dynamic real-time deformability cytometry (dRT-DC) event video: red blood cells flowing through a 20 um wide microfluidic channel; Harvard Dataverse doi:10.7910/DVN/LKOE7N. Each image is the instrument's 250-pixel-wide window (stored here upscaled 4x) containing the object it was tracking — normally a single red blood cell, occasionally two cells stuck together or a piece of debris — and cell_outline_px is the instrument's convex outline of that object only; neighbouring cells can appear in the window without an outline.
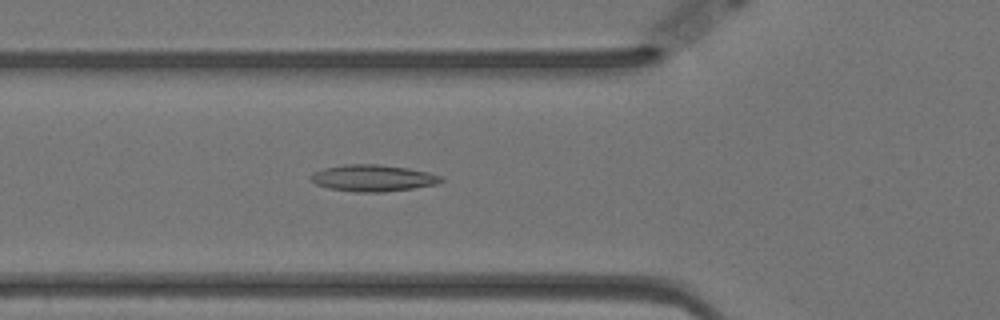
{"species": "Egyptian fruit bat (a non-hibernating species)", "species_latin": "Rousettus aegyptiacus", "temperature_condition": "warm", "stored_images_in_passage": 57, "camera_frame_rate_fps": 3000, "um_per_image_px": 0.085, "animal": {"sex": "female"}, "frame": {"image": 1, "passage_image": 20, "time_ms": 6.333, "image_size_px": [1000, 320], "cell_outline_px": [[444, 180], [436, 184], [412, 188], [384, 192], [352, 192], [328, 188], [316, 184], [308, 176], [312, 172], [324, 168], [344, 164], [380, 164], [408, 168], [428, 172], [444, 176]], "centroid_in_image_um": [31.68, 15.13], "position_along_channel_um": 94.1, "area_um2": 20.4}}
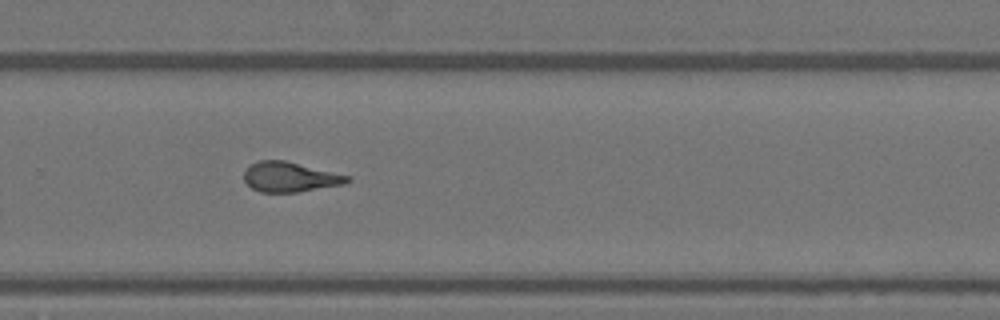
{"frame": {"image": 2, "passage_image": 38, "time_ms": 12.333, "image_size_px": [1000, 320], "cell_outline_px": [[352, 180], [344, 184], [296, 192], [260, 192], [252, 188], [244, 180], [244, 172], [252, 164], [260, 160], [284, 160], [352, 176]], "centroid_in_image_um": [24.68, 15.04], "position_along_channel_um": 305.1, "area_um2": 17.92}}
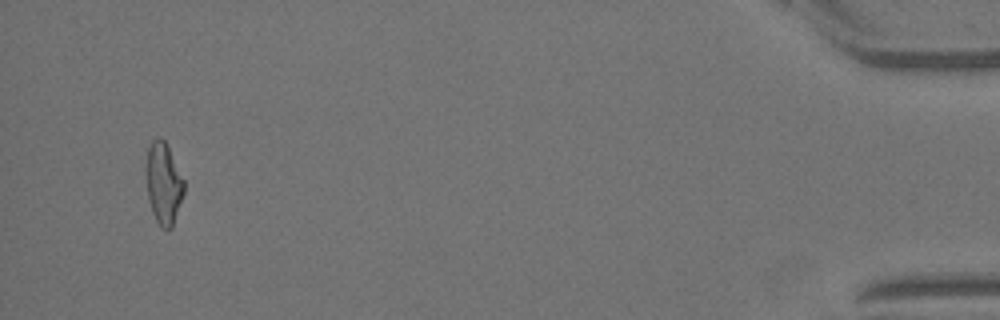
{"frame": {"image": 3, "passage_image": 55, "time_ms": 18.0, "image_size_px": [1000, 320], "cell_outline_px": [[184, 192], [172, 228], [168, 232], [160, 228], [152, 212], [148, 200], [144, 168], [148, 148], [152, 140], [156, 136], [160, 136], [164, 140], [184, 180]], "centroid_in_image_um": [13.86, 15.61], "position_along_channel_um": 421.3, "area_um2": 18.38}, "authors_computed_cell_mechanics": {"area_um2": 18.6116, "velocity_mm_per_s": 3.5162, "shape_relaxation_time_tau1_ms": null, "shape_relaxation_time_tau2_ms": 3.011, "deformation_change_tau1": null, "deformation_change_tau2": 0.1247}}